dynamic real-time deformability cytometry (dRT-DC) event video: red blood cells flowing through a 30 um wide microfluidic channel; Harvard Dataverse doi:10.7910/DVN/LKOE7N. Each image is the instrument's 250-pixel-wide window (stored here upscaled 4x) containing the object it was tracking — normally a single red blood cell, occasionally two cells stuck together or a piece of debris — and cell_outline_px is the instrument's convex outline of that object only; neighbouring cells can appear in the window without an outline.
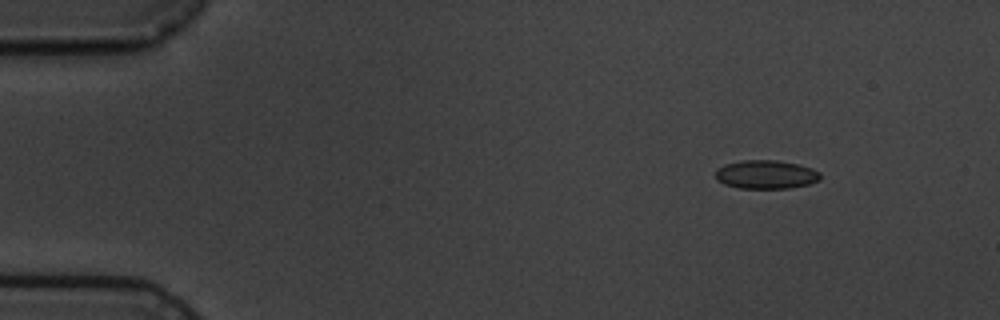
{"species": "common noctule bat (a hibernating species)", "species_latin": "Nyctalus noctula", "temperature_condition": "cold", "stored_images_in_passage": 5, "camera_frame_rate_fps": 3000, "um_per_image_px": 0.085, "animal": {"sex": "male", "body_mass_g": 19.5, "forearm_length_mm": 54.6}, "frame": {"image": 1, "passage_image": 2, "time_ms": 1.333, "image_size_px": [1000, 320], "cell_outline_px": [[820, 180], [808, 184], [792, 188], [740, 188], [724, 184], [716, 180], [716, 168], [724, 164], [744, 160], [776, 160], [800, 164], [812, 168], [820, 172]], "centroid_in_image_um": [65.11, 14.83], "position_along_channel_um": 19.9, "area_um2": 17.63}}
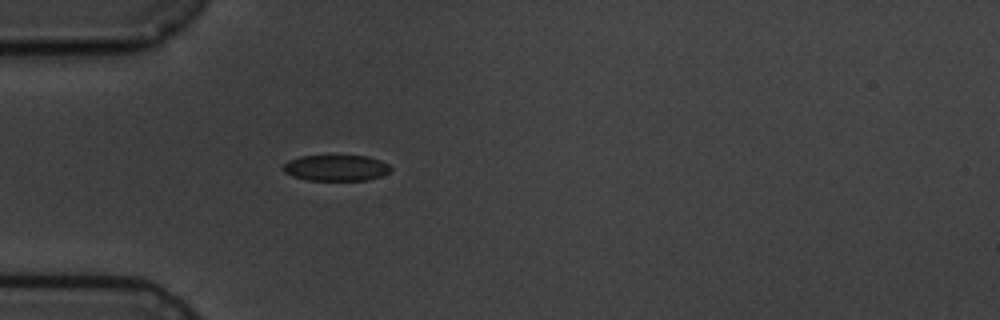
{"frame": {"image": 2, "passage_image": 5, "time_ms": 4.667, "image_size_px": [1000, 320], "cell_outline_px": [[392, 168], [388, 172], [380, 176], [368, 180], [308, 180], [292, 176], [284, 172], [284, 164], [288, 160], [300, 156], [368, 156], [380, 160], [388, 164]], "centroid_in_image_um": [28.56, 14.27], "position_along_channel_um": 56.4, "area_um2": 16.18}}